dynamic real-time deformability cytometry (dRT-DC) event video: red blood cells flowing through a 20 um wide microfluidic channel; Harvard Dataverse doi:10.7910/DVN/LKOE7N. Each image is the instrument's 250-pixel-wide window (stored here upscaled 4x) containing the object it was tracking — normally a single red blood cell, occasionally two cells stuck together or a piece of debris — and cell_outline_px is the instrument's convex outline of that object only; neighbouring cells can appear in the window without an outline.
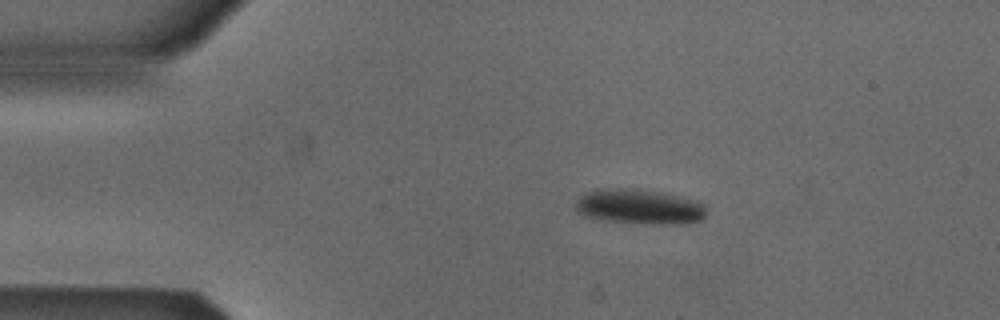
{"species": "Egyptian fruit bat (a non-hibernating species)", "species_latin": "Rousettus aegyptiacus", "temperature_condition": "cold", "stored_images_in_passage": 30, "camera_frame_rate_fps": 3000, "um_per_image_px": 0.085, "animal": {"sex": "male"}, "frame": {"image": 1, "passage_image": 1, "time_ms": 0.0, "image_size_px": [1000, 320], "cell_outline_px": [[704, 216], [700, 220], [680, 224], [652, 224], [608, 220], [588, 216], [576, 212], [576, 200], [580, 196], [588, 192], [604, 188], [636, 188], [660, 192], [700, 200], [704, 204]], "centroid_in_image_um": [54.37, 17.55], "position_along_channel_um": 30.6, "area_um2": 26.53}}
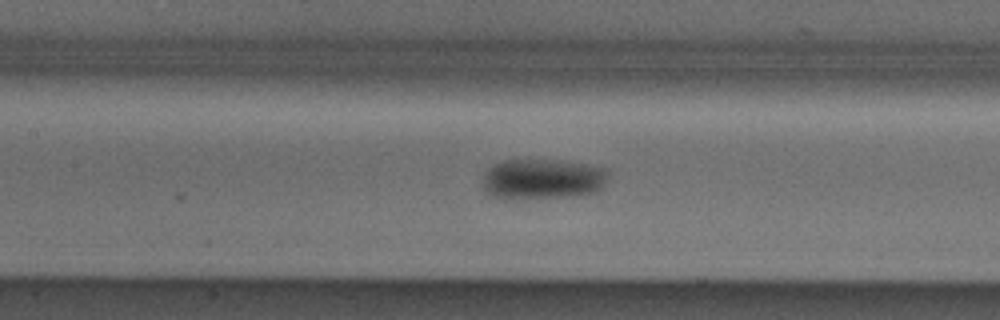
{"frame": {"image": 2, "passage_image": 15, "time_ms": 4.667, "image_size_px": [1000, 320], "cell_outline_px": [[608, 176], [604, 188], [596, 192], [572, 196], [504, 200], [492, 196], [484, 192], [484, 172], [488, 168], [504, 160], [556, 160], [584, 164], [608, 168]], "centroid_in_image_um": [46.12, 15.24], "position_along_channel_um": 161.3, "area_um2": 30.0}}
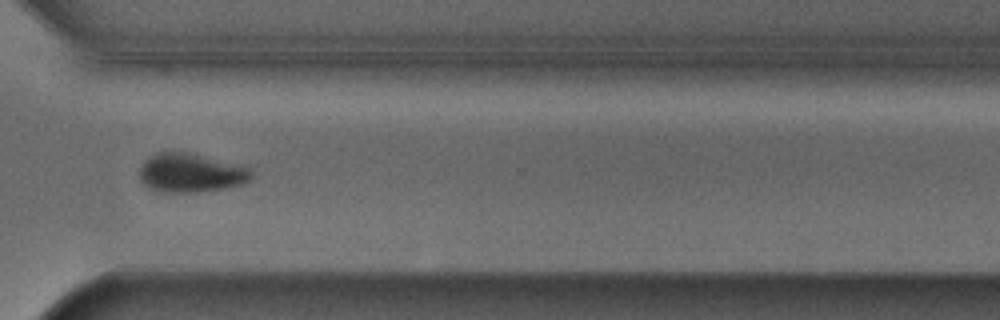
{"frame": {"image": 3, "passage_image": 30, "time_ms": 9.667, "image_size_px": [1000, 320], "cell_outline_px": [[252, 176], [244, 184], [224, 188], [196, 192], [164, 192], [148, 188], [140, 180], [140, 168], [144, 160], [148, 156], [160, 152], [184, 152], [248, 164], [252, 172]], "centroid_in_image_um": [16.27, 14.68], "position_along_channel_um": 354.3, "area_um2": 25.78}}